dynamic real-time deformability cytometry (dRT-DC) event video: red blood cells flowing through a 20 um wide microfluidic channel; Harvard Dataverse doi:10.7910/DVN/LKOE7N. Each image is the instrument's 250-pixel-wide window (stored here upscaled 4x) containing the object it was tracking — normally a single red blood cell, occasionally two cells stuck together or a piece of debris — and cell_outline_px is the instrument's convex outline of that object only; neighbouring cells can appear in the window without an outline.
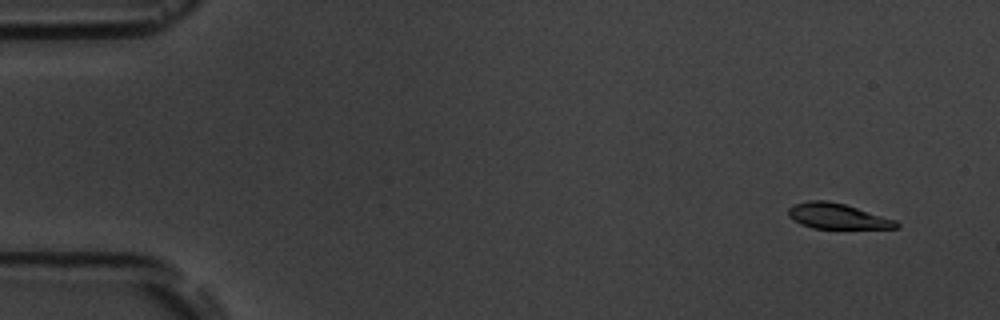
{"species": "common noctule bat (a hibernating species)", "species_latin": "Nyctalus noctula", "temperature_condition": "room temperature", "stored_images_in_passage": 5, "camera_frame_rate_fps": 3000, "um_per_image_px": 0.085, "animal": {"sex": "male", "body_mass_g": 19.5, "forearm_length_mm": 54.6}, "frame": {"image": 1, "passage_image": 1, "time_ms": 0.0, "image_size_px": [1000, 320], "cell_outline_px": [[900, 228], [812, 228], [800, 224], [792, 220], [788, 216], [788, 208], [792, 204], [808, 200], [828, 200], [844, 204], [896, 220], [900, 224]], "centroid_in_image_um": [71.12, 18.37], "position_along_channel_um": 13.9, "area_um2": 16.07}}
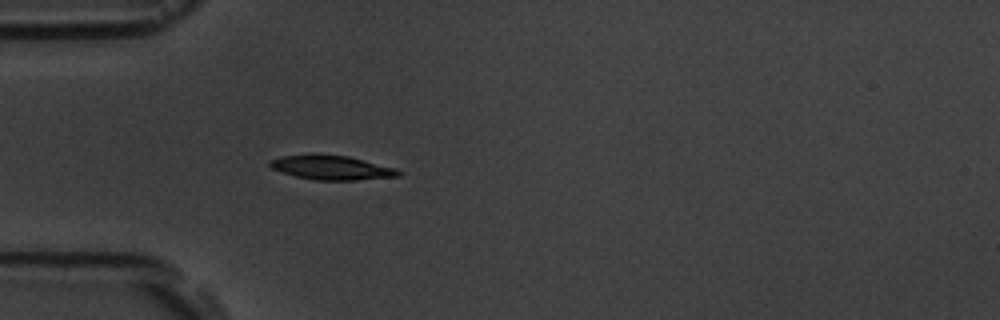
{"frame": {"image": 2, "passage_image": 5, "time_ms": 4.333, "image_size_px": [1000, 320], "cell_outline_px": [[400, 176], [356, 180], [316, 180], [296, 176], [272, 168], [268, 164], [268, 160], [280, 156], [312, 152], [348, 156], [396, 168], [400, 172]], "centroid_in_image_um": [28.13, 14.21], "position_along_channel_um": 56.9, "area_um2": 18.5}}